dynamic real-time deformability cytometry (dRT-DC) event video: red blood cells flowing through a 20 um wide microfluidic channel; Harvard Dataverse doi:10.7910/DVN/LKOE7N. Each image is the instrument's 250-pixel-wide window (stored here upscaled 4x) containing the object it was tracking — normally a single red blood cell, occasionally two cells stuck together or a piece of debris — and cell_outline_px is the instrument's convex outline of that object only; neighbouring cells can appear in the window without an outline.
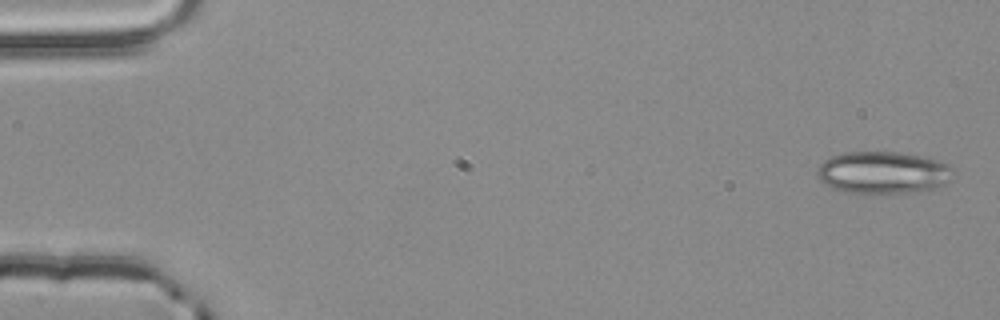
{"species": "common noctule bat (a hibernating species)", "species_latin": "Nyctalus noctula", "temperature_condition": "room temperature", "stored_images_in_passage": 5, "camera_frame_rate_fps": 3000, "um_per_image_px": 0.085, "animal": {"sex": "male", "body_mass_g": 20.4}, "frame": {"image": 1, "passage_image": 1, "time_ms": 0.0, "image_size_px": [1000, 320], "cell_outline_px": [[956, 172], [952, 180], [936, 188], [916, 192], [872, 196], [868, 196], [844, 192], [832, 188], [824, 184], [816, 176], [816, 168], [824, 160], [832, 156], [844, 152], [896, 152], [924, 156], [948, 164]], "centroid_in_image_um": [75.05, 14.71], "position_along_channel_um": 9.9, "area_um2": 34.74}}